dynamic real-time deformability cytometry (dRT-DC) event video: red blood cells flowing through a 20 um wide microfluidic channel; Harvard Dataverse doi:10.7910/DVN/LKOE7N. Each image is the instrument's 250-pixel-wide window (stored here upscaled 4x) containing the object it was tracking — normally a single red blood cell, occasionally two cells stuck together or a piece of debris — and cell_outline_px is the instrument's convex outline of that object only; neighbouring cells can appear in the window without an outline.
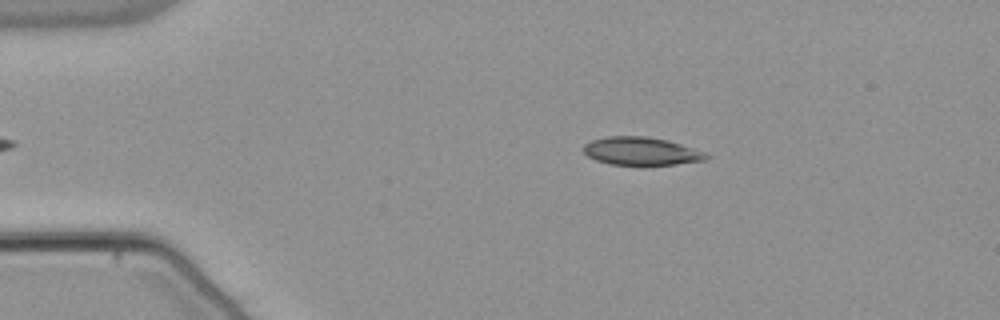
{"species": "common noctule bat (a hibernating species)", "species_latin": "Nyctalus noctula", "temperature_condition": "warm", "stored_images_in_passage": 42, "camera_frame_rate_fps": 3000, "um_per_image_px": 0.085, "animal": {"sex": "male", "body_mass_g": 21.5, "forearm_length_mm": 52.0}, "frame": {"image": 1, "passage_image": 6, "time_ms": 1.667, "image_size_px": [1000, 320], "cell_outline_px": [[712, 156], [704, 160], [676, 164], [608, 164], [596, 160], [588, 156], [584, 152], [584, 144], [592, 140], [608, 136], [644, 136], [664, 140], [680, 144], [704, 152]], "centroid_in_image_um": [54.48, 12.84], "position_along_channel_um": 30.5, "area_um2": 19.65}}
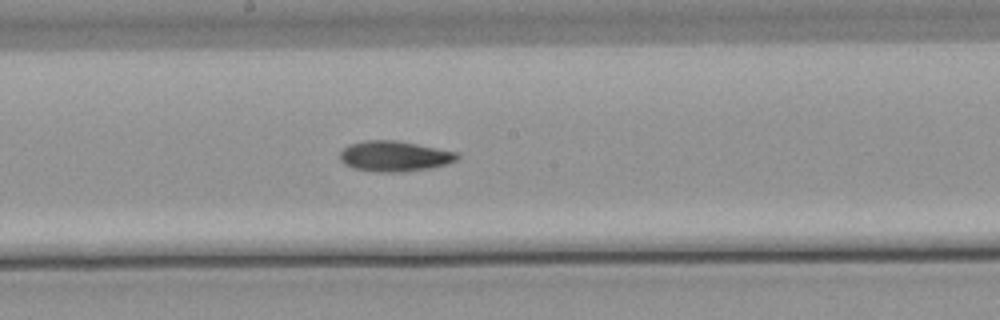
{"frame": {"image": 2, "passage_image": 25, "time_ms": 8.0, "image_size_px": [1000, 320], "cell_outline_px": [[460, 156], [456, 160], [432, 168], [404, 172], [380, 172], [352, 168], [344, 164], [340, 160], [340, 152], [348, 144], [364, 140], [396, 140], [456, 152]], "centroid_in_image_um": [33.49, 13.28], "position_along_channel_um": 214.7, "area_um2": 20.81}}
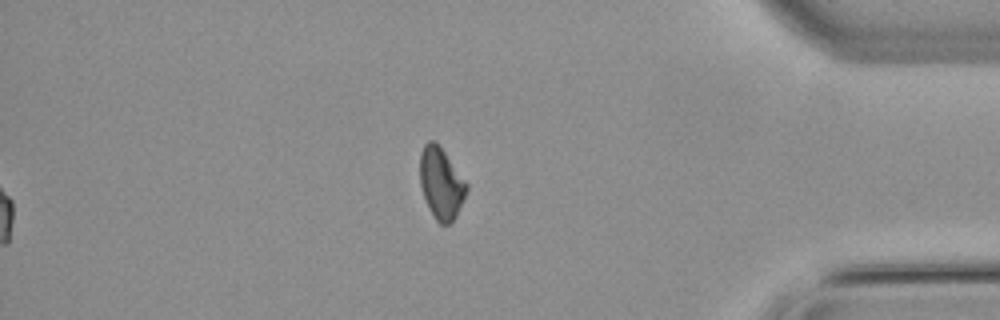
{"frame": {"image": 3, "passage_image": 42, "time_ms": 13.667, "image_size_px": [1000, 320], "cell_outline_px": [[468, 188], [456, 216], [448, 224], [440, 224], [436, 220], [428, 208], [420, 184], [420, 152], [424, 144], [428, 140], [436, 140], [440, 144], [468, 184]], "centroid_in_image_um": [37.48, 15.53], "position_along_channel_um": 397.7, "area_um2": 19.54}, "authors_computed_cell_mechanics": {"area_um2": 20.4034, "velocity_mm_per_s": 3.8055, "shape_relaxation_time_tau1_ms": 10.1798, "shape_relaxation_time_tau2_ms": null, "deformation_change_tau1": 0.1785, "deformation_change_tau2": null}}